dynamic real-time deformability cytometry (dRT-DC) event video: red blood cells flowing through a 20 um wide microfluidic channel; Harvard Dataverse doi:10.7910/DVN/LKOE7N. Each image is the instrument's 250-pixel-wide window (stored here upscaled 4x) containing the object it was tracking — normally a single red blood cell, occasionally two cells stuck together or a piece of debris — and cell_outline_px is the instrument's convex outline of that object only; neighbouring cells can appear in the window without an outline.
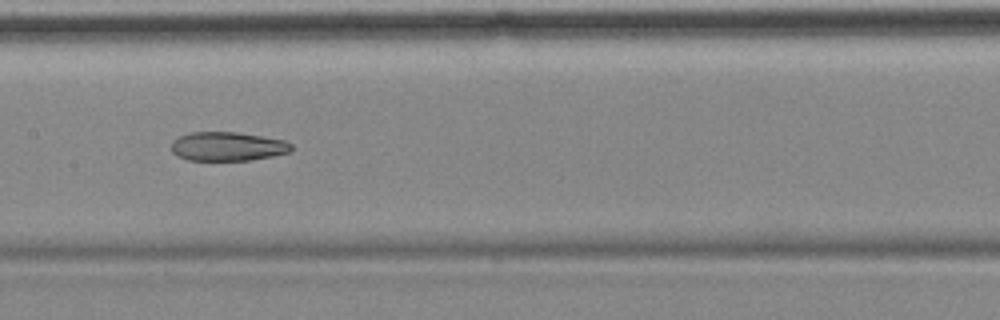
{"species": "common noctule bat (a hibernating species)", "species_latin": "Nyctalus noctula", "temperature_condition": "cold", "stored_images_in_passage": 14, "camera_frame_rate_fps": 3000, "um_per_image_px": 0.085, "animal": {"sex": "female", "body_mass_g": 18.4}, "frame": {"image": 1, "passage_image": 7, "time_ms": 8.0, "image_size_px": [1000, 320], "cell_outline_px": [[292, 148], [288, 152], [272, 156], [248, 160], [188, 160], [172, 152], [172, 140], [180, 136], [192, 132], [236, 132], [284, 140], [292, 144]], "centroid_in_image_um": [19.33, 12.44], "position_along_channel_um": 188.1, "area_um2": 20.0}}
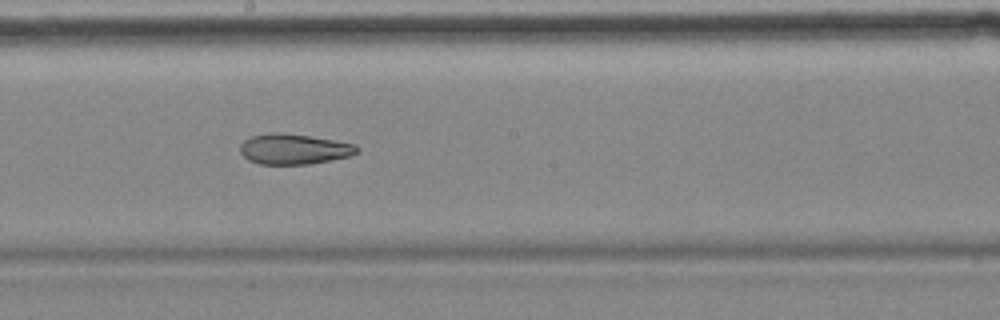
{"frame": {"image": 2, "passage_image": 8, "time_ms": 9.0, "image_size_px": [1000, 320], "cell_outline_px": [[360, 148], [356, 152], [348, 156], [308, 164], [260, 164], [248, 160], [240, 152], [240, 144], [244, 140], [252, 136], [272, 132], [276, 132], [308, 136], [356, 144]], "centroid_in_image_um": [24.94, 12.67], "position_along_channel_um": 223.3, "area_um2": 20.4}, "authors_computed_cell_mechanics": {"area_um2": 23.2934, "velocity_mm_per_s": 3.5351, "shape_relaxation_time_tau1_ms": null, "shape_relaxation_time_tau2_ms": 4.451, "deformation_change_tau1": null, "deformation_change_tau2": 0.116}}